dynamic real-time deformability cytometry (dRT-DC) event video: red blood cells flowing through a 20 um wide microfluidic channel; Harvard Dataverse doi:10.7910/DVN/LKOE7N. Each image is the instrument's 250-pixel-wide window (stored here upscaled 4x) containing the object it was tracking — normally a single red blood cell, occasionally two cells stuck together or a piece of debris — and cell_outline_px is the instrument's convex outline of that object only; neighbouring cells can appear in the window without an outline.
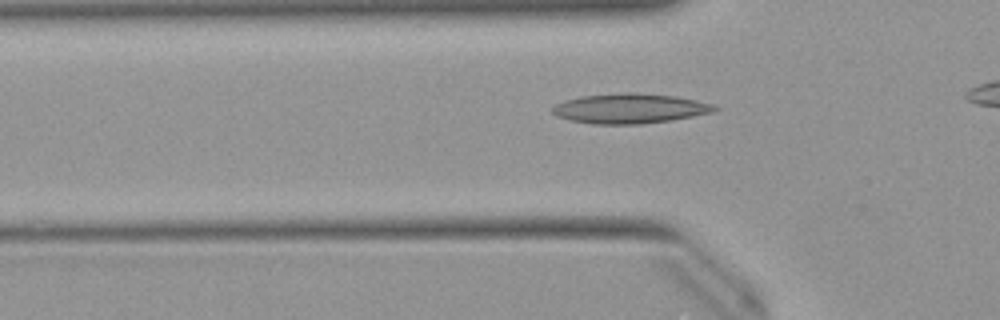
{"species": "Egyptian fruit bat (a non-hibernating species)", "species_latin": "Rousettus aegyptiacus", "temperature_condition": "warm", "stored_images_in_passage": 33, "camera_frame_rate_fps": 3000, "um_per_image_px": 0.085, "animal": {"sex": "female"}, "frame": {"image": 1, "passage_image": 8, "time_ms": 2.333, "image_size_px": [1000, 320], "cell_outline_px": [[720, 108], [712, 112], [672, 120], [640, 124], [592, 124], [572, 120], [556, 116], [552, 112], [552, 108], [556, 104], [564, 100], [580, 96], [624, 92], [632, 92], [676, 96], [716, 104]], "centroid_in_image_um": [53.55, 9.21], "position_along_channel_um": 72.3, "area_um2": 28.32}}
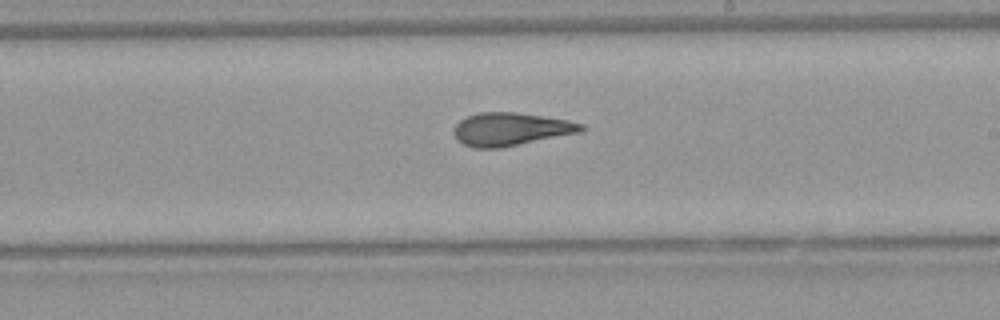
{"frame": {"image": 2, "passage_image": 21, "time_ms": 6.667, "image_size_px": [1000, 320], "cell_outline_px": [[588, 128], [584, 132], [500, 148], [472, 148], [456, 140], [452, 132], [452, 128], [460, 120], [468, 116], [480, 112], [516, 112], [568, 120], [584, 124]], "centroid_in_image_um": [43.43, 10.99], "position_along_channel_um": 245.6, "area_um2": 24.91}}
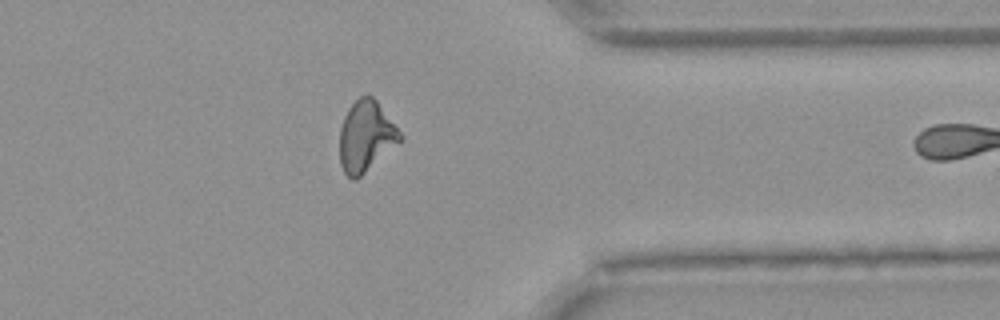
{"frame": {"image": 3, "passage_image": 32, "time_ms": 10.333, "image_size_px": [1000, 320], "cell_outline_px": [[404, 140], [356, 180], [352, 180], [344, 172], [340, 164], [340, 128], [344, 116], [348, 108], [360, 96], [368, 92], [376, 100], [404, 136]], "centroid_in_image_um": [31.12, 11.59], "position_along_channel_um": 380.3, "area_um2": 25.26}}